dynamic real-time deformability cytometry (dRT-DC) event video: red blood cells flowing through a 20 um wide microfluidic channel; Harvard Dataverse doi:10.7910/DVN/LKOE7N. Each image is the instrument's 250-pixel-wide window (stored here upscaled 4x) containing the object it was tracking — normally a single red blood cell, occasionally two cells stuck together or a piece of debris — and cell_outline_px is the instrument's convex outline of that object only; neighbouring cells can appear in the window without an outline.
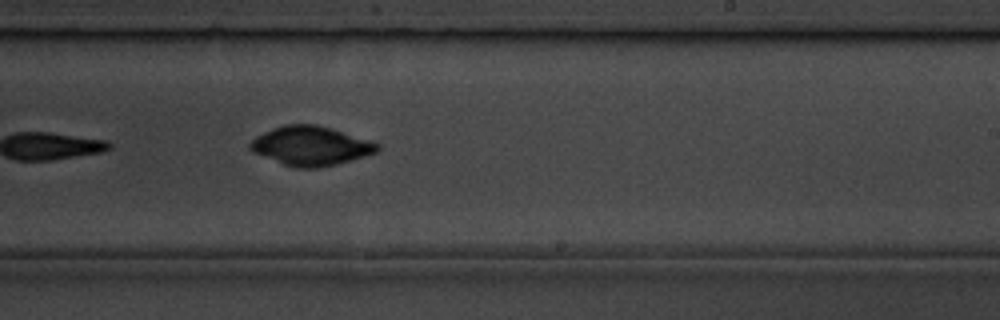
{"species": "common noctule bat (a hibernating species)", "species_latin": "Nyctalus noctula", "temperature_condition": "room temperature", "stored_images_in_passage": 10, "camera_frame_rate_fps": 3000, "um_per_image_px": 0.085, "animal": {"sex": "male", "body_mass_g": 19.5, "forearm_length_mm": 54.6}, "frame": {"image": 1, "passage_image": 10, "time_ms": 10.333, "image_size_px": [1000, 320], "cell_outline_px": [[380, 148], [376, 152], [352, 160], [320, 168], [296, 168], [284, 164], [252, 152], [248, 148], [248, 144], [256, 136], [272, 128], [284, 124], [316, 124], [372, 140], [380, 144]], "centroid_in_image_um": [26.42, 12.39], "position_along_channel_um": 262.6, "area_um2": 29.13}}